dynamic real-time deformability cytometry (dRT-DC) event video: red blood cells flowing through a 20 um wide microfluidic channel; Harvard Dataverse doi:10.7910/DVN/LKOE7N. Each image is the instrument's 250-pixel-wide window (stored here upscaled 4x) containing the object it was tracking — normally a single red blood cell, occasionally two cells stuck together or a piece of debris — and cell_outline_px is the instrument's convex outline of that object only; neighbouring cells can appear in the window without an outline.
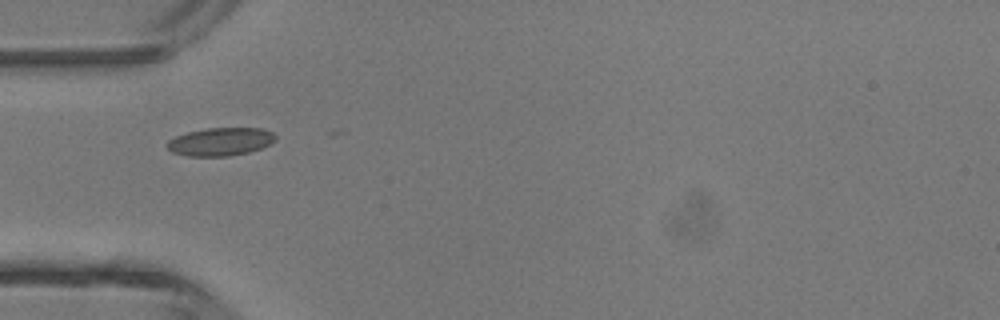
{"species": "common noctule bat (a hibernating species)", "species_latin": "Nyctalus noctula", "temperature_condition": "room temperature", "stored_images_in_passage": 4, "camera_frame_rate_fps": 3000, "um_per_image_px": 0.085, "animal": {"sex": "male", "body_mass_g": 13.3}, "frame": {"image": 1, "passage_image": 3, "time_ms": 0.667, "image_size_px": [1000, 320], "cell_outline_px": [[276, 140], [272, 144], [248, 152], [228, 156], [188, 156], [172, 152], [164, 144], [168, 140], [176, 136], [188, 132], [208, 128], [260, 128], [272, 132], [276, 136]], "centroid_in_image_um": [18.74, 12.04], "position_along_channel_um": 66.3, "area_um2": 17.74}}